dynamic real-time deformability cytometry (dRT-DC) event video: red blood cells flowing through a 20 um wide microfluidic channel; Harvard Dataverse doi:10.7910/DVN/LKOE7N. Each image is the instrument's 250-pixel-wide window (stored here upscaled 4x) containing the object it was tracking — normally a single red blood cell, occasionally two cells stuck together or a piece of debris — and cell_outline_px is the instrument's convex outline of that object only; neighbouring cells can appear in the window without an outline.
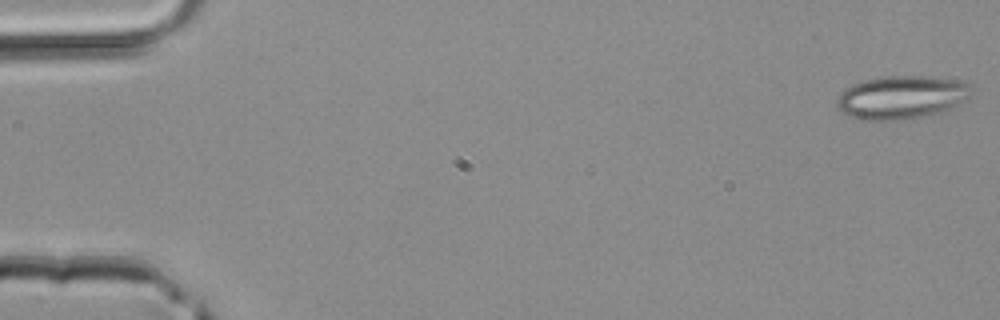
{"species": "common noctule bat (a hibernating species)", "species_latin": "Nyctalus noctula", "temperature_condition": "room temperature", "stored_images_in_passage": 15, "camera_frame_rate_fps": 3000, "um_per_image_px": 0.085, "animal": {"sex": "male", "body_mass_g": 20.4}, "frame": {"image": 1, "passage_image": 1, "time_ms": 0.0, "image_size_px": [1000, 320], "cell_outline_px": [[972, 96], [968, 100], [940, 112], [912, 120], [864, 120], [840, 112], [836, 104], [836, 100], [840, 92], [844, 88], [852, 84], [864, 80], [884, 76], [920, 76], [964, 80], [968, 84]], "centroid_in_image_um": [76.63, 8.28], "position_along_channel_um": 8.4, "area_um2": 34.33}}
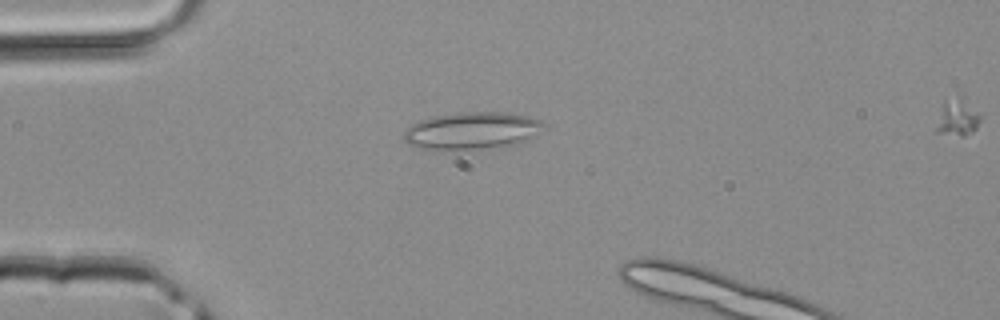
{"frame": {"image": 2, "passage_image": 12, "time_ms": 3.667, "image_size_px": [1000, 320], "cell_outline_px": [[544, 124], [536, 136], [516, 148], [452, 152], [420, 148], [408, 144], [404, 140], [404, 132], [412, 124], [420, 120], [436, 116], [460, 112], [504, 112], [528, 116], [540, 120]], "centroid_in_image_um": [40.18, 11.18], "position_along_channel_um": 44.8, "area_um2": 31.85}}